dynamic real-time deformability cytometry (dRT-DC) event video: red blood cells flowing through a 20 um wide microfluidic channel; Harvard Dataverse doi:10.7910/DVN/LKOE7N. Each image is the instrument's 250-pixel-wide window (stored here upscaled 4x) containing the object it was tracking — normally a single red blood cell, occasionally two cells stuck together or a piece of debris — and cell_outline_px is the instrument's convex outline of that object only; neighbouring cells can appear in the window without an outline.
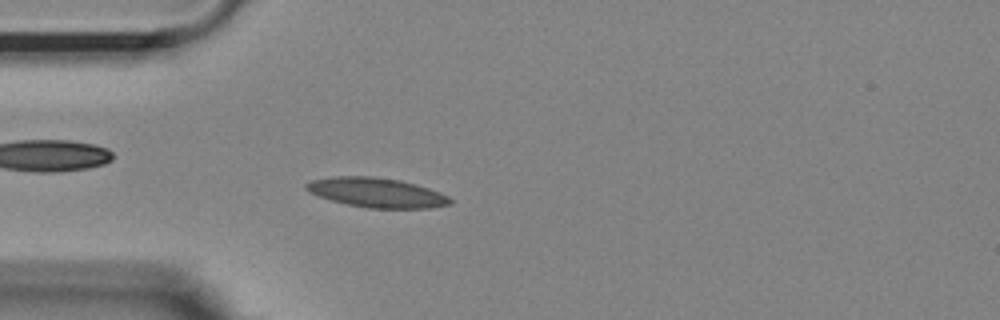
{"species": "Egyptian fruit bat (a non-hibernating species)", "species_latin": "Rousettus aegyptiacus", "temperature_condition": "room temperature", "stored_images_in_passage": 53, "camera_frame_rate_fps": 3000, "um_per_image_px": 0.085, "animal": {"sex": "female"}, "frame": {"image": 1, "passage_image": 14, "time_ms": 4.333, "image_size_px": [1000, 320], "cell_outline_px": [[452, 204], [432, 208], [368, 208], [344, 204], [308, 192], [304, 188], [304, 184], [312, 180], [336, 176], [372, 176], [400, 180], [416, 184], [440, 192], [448, 196], [452, 200]], "centroid_in_image_um": [32.02, 16.37], "position_along_channel_um": 53.0, "area_um2": 24.91}}
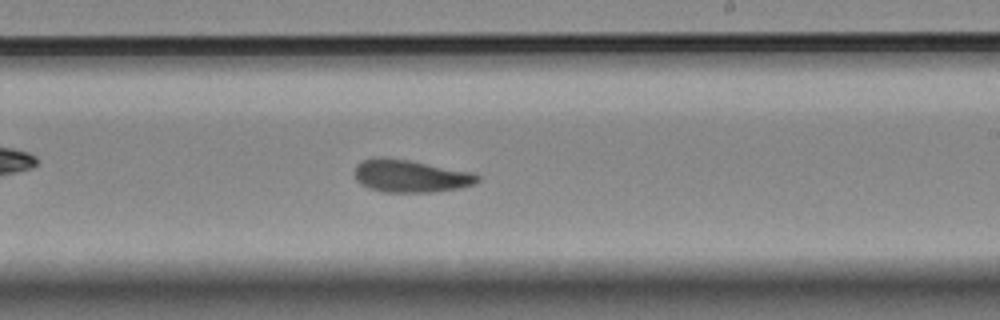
{"frame": {"image": 2, "passage_image": 31, "time_ms": 10.0, "image_size_px": [1000, 320], "cell_outline_px": [[480, 180], [476, 184], [460, 188], [432, 192], [384, 192], [368, 188], [360, 184], [356, 180], [356, 164], [372, 156], [384, 156], [408, 160], [476, 172], [480, 176]], "centroid_in_image_um": [34.92, 14.95], "position_along_channel_um": 254.1, "area_um2": 23.76}}
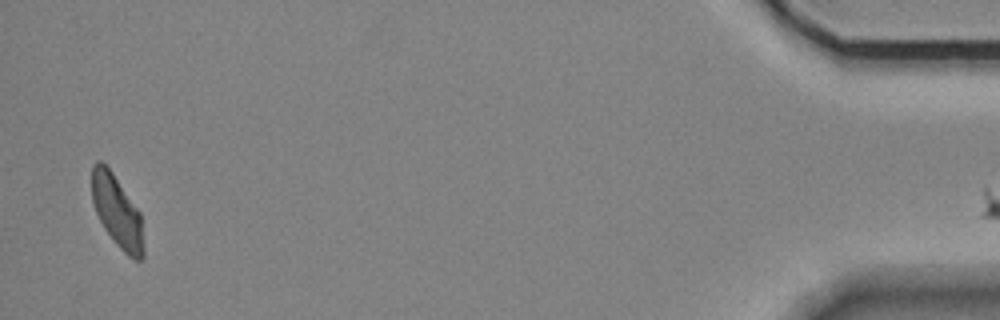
{"frame": {"image": 3, "passage_image": 52, "time_ms": 17.0, "image_size_px": [1000, 320], "cell_outline_px": [[144, 260], [136, 260], [128, 256], [116, 244], [104, 228], [96, 212], [92, 200], [92, 164], [96, 160], [100, 160], [112, 172], [140, 212], [144, 248]], "centroid_in_image_um": [9.96, 17.99], "position_along_channel_um": 425.2, "area_um2": 21.56}}